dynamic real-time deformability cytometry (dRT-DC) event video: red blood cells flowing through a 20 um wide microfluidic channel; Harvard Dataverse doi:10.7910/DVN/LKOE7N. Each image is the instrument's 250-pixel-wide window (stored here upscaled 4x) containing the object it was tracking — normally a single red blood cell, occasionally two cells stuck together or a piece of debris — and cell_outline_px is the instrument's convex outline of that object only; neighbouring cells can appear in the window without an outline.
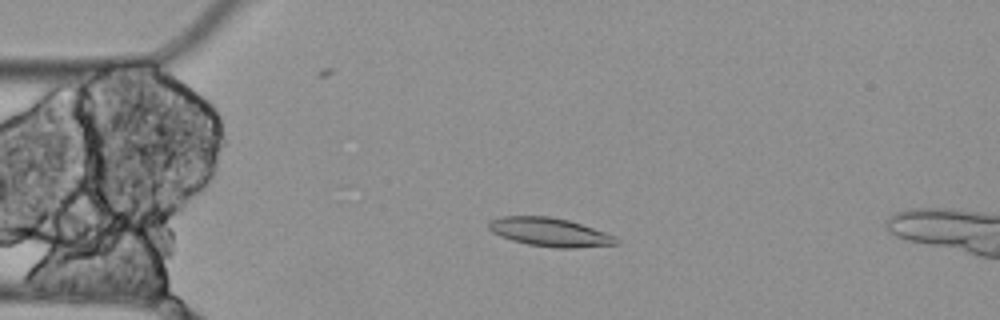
{"species": "Egyptian fruit bat (a non-hibernating species)", "species_latin": "Rousettus aegyptiacus", "temperature_condition": "cold", "stored_images_in_passage": 4, "camera_frame_rate_fps": 3000, "um_per_image_px": 0.085, "animal": {"sex": "female"}, "frame": {"image": 1, "passage_image": 3, "time_ms": 0.667, "image_size_px": [1000, 320], "cell_outline_px": [[620, 244], [576, 248], [556, 248], [528, 244], [512, 240], [500, 236], [492, 232], [488, 228], [488, 220], [500, 216], [548, 216], [568, 220], [616, 236], [620, 240]], "centroid_in_image_um": [46.72, 19.73], "position_along_channel_um": 38.3, "area_um2": 21.33}}